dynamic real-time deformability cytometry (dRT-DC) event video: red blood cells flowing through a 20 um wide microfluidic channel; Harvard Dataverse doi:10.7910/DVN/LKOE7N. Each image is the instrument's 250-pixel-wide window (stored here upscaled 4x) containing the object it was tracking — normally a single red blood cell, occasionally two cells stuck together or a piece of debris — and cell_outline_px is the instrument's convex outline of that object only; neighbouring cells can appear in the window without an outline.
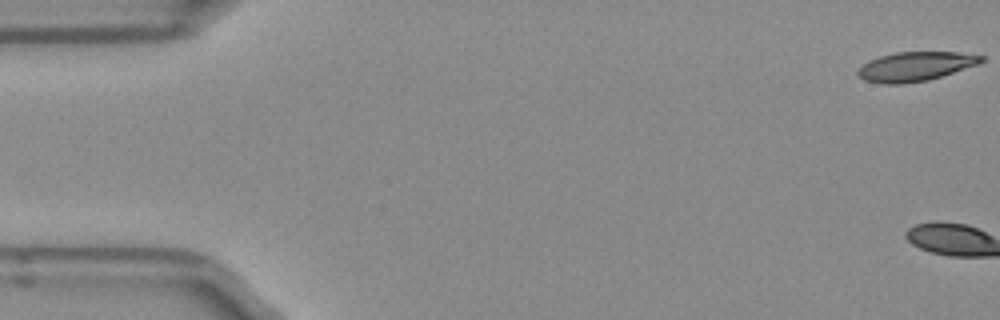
{"species": "Egyptian fruit bat (a non-hibernating species)", "species_latin": "Rousettus aegyptiacus", "temperature_condition": "room temperature", "stored_images_in_passage": 3, "camera_frame_rate_fps": 3000, "um_per_image_px": 0.085, "frame": {"image": 1, "passage_image": 1, "time_ms": 0.0, "image_size_px": [1000, 320], "cell_outline_px": [[984, 60], [976, 64], [928, 80], [904, 84], [884, 84], [864, 80], [856, 72], [868, 60], [880, 56], [896, 52], [956, 52], [984, 56]], "centroid_in_image_um": [77.76, 5.65], "position_along_channel_um": 7.2, "area_um2": 20.69}}